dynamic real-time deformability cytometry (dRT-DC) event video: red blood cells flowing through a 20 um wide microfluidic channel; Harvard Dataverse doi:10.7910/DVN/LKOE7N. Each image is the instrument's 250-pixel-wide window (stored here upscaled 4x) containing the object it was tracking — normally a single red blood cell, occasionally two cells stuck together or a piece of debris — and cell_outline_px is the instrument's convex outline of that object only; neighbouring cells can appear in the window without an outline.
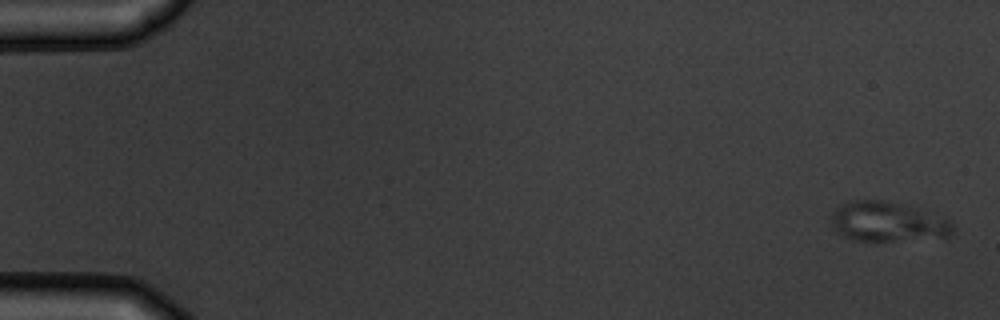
{"species": "common noctule bat (a hibernating species)", "species_latin": "Nyctalus noctula", "temperature_condition": "warm", "stored_images_in_passage": 6, "camera_frame_rate_fps": 3000, "um_per_image_px": 0.085, "animal": {"sex": "male", "body_mass_g": 19.5, "forearm_length_mm": 54.6}, "frame": {"image": 1, "passage_image": 1, "time_ms": 0.0, "image_size_px": [1000, 320], "cell_outline_px": [[952, 232], [948, 236], [892, 240], [856, 240], [844, 236], [836, 232], [832, 224], [832, 212], [836, 208], [848, 200], [884, 200], [912, 204], [948, 220], [952, 224]], "centroid_in_image_um": [75.42, 18.8], "position_along_channel_um": 9.6, "area_um2": 28.03}}
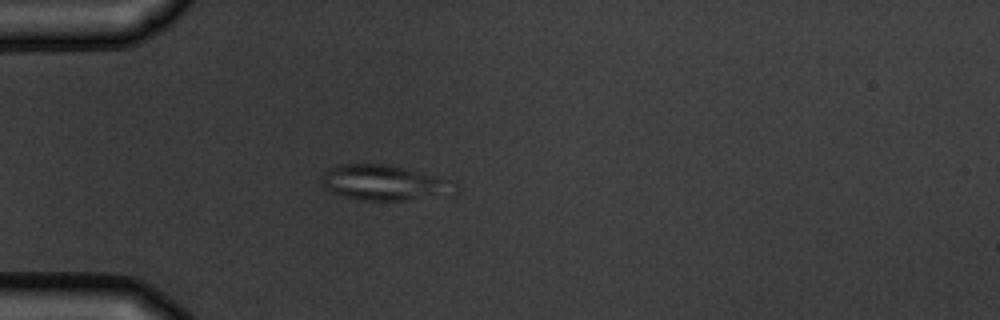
{"frame": {"image": 2, "passage_image": 5, "time_ms": 4.667, "image_size_px": [1000, 320], "cell_outline_px": [[456, 192], [400, 200], [368, 200], [348, 196], [332, 192], [324, 188], [320, 180], [320, 176], [324, 172], [332, 168], [344, 164], [388, 164], [452, 180], [456, 184]], "centroid_in_image_um": [32.62, 15.51], "position_along_channel_um": 52.4, "area_um2": 26.7}}